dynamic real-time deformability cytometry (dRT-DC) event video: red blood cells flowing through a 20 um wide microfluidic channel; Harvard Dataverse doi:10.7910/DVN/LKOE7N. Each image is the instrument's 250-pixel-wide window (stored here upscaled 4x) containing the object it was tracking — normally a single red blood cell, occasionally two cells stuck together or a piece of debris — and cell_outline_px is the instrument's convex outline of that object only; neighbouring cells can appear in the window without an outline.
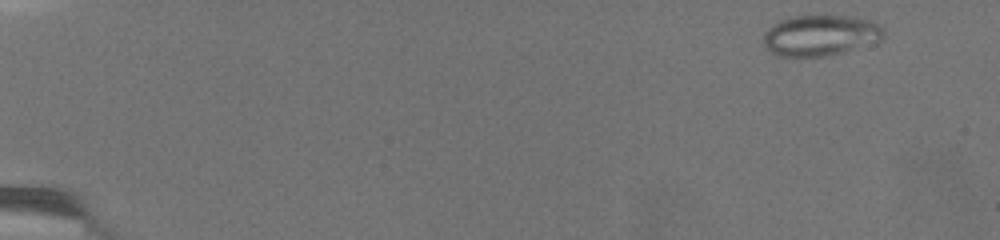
{"species": "common noctule bat (a hibernating species)", "species_latin": "Nyctalus noctula", "temperature_condition": "warm", "stored_images_in_passage": 25, "camera_frame_rate_fps": 3000, "um_per_image_px": 0.085, "animal": {"sex": "female", "body_mass_g": 19.5, "forearm_length_mm": 54.1}, "frame": {"image": 1, "passage_image": 1, "time_ms": 0.0, "image_size_px": [1000, 240], "cell_outline_px": [[884, 36], [876, 44], [844, 52], [824, 56], [776, 56], [764, 48], [764, 32], [768, 28], [780, 20], [792, 16], [856, 16], [880, 24], [884, 28]], "centroid_in_image_um": [69.77, 3.01], "position_along_channel_um": 15.2, "area_um2": 29.02}}
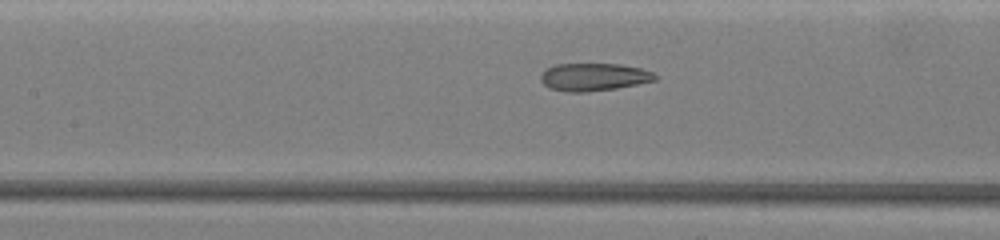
{"frame": {"image": 2, "passage_image": 14, "time_ms": 10.0, "image_size_px": [1000, 240], "cell_outline_px": [[656, 80], [616, 88], [588, 92], [564, 92], [548, 88], [540, 80], [540, 76], [548, 68], [556, 64], [620, 64], [640, 68], [652, 72], [656, 76]], "centroid_in_image_um": [50.44, 6.55], "position_along_channel_um": 157.0, "area_um2": 18.38}}
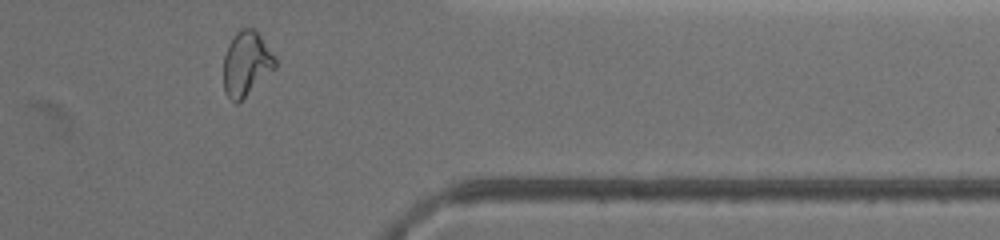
{"frame": {"image": 3, "passage_image": 22, "time_ms": 18.0, "image_size_px": [1000, 240], "cell_outline_px": [[276, 68], [236, 104], [224, 92], [224, 56], [228, 44], [236, 32], [240, 28], [256, 28], [276, 56]], "centroid_in_image_um": [20.96, 5.36], "position_along_channel_um": 390.4, "area_um2": 19.54}, "authors_computed_cell_mechanics": {"area_um2": 20.2878, "velocity_mm_per_s": 3.0468, "shape_relaxation_time_tau1_ms": null, "shape_relaxation_time_tau2_ms": 1.8403, "deformation_change_tau1": null, "deformation_change_tau2": 0.076}}